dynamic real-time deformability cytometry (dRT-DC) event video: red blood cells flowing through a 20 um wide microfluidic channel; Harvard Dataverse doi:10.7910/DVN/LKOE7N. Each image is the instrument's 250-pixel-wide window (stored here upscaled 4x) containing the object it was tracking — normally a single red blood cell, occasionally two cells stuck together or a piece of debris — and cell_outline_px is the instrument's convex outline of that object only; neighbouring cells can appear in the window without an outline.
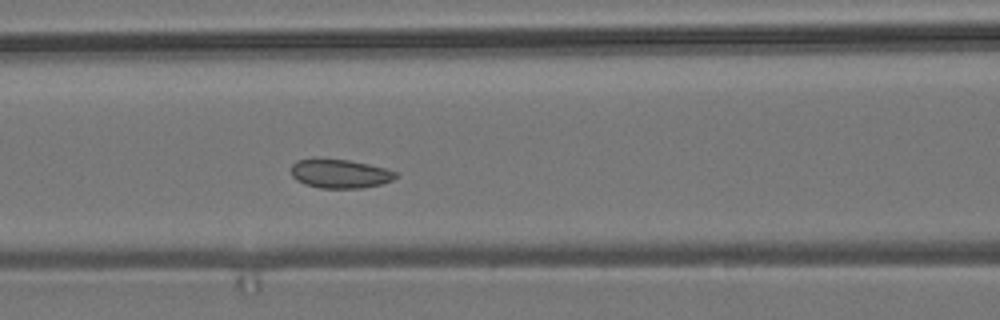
{"species": "common noctule bat (a hibernating species)", "species_latin": "Nyctalus noctula", "temperature_condition": "room temperature", "stored_images_in_passage": 6, "camera_frame_rate_fps": 3000, "um_per_image_px": 0.085, "animal": {"sex": "male", "body_mass_g": 19.2, "forearm_length_mm": 51.8}, "frame": {"image": 1, "passage_image": 6, "time_ms": 5.333, "image_size_px": [1000, 320], "cell_outline_px": [[396, 176], [392, 180], [380, 184], [364, 188], [320, 188], [304, 184], [296, 180], [292, 176], [292, 164], [296, 160], [348, 160], [368, 164], [384, 168], [396, 172]], "centroid_in_image_um": [28.89, 14.79], "position_along_channel_um": 137.7, "area_um2": 17.22}}